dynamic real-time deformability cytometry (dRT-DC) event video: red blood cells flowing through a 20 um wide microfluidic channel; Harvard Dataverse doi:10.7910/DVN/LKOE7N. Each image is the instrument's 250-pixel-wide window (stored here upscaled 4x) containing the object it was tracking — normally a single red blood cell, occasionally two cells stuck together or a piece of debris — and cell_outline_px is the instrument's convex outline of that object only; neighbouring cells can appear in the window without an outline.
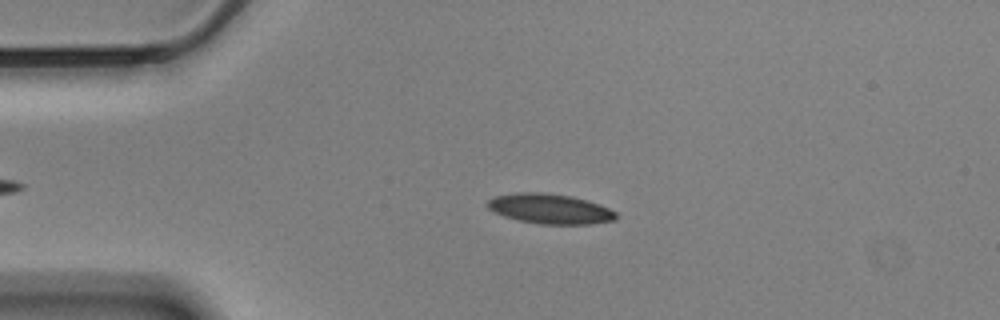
{"species": "Egyptian fruit bat (a non-hibernating species)", "species_latin": "Rousettus aegyptiacus", "temperature_condition": "cold", "stored_images_in_passage": 48, "camera_frame_rate_fps": 3000, "um_per_image_px": 0.085, "animal": {"sex": "male"}, "frame": {"image": 1, "passage_image": 10, "time_ms": 3.0, "image_size_px": [1000, 320], "cell_outline_px": [[616, 220], [588, 224], [540, 224], [520, 220], [504, 216], [488, 208], [484, 204], [488, 200], [496, 196], [516, 192], [544, 192], [572, 196], [588, 200], [600, 204], [616, 212]], "centroid_in_image_um": [46.75, 17.73], "position_along_channel_um": 38.3, "area_um2": 22.48}}
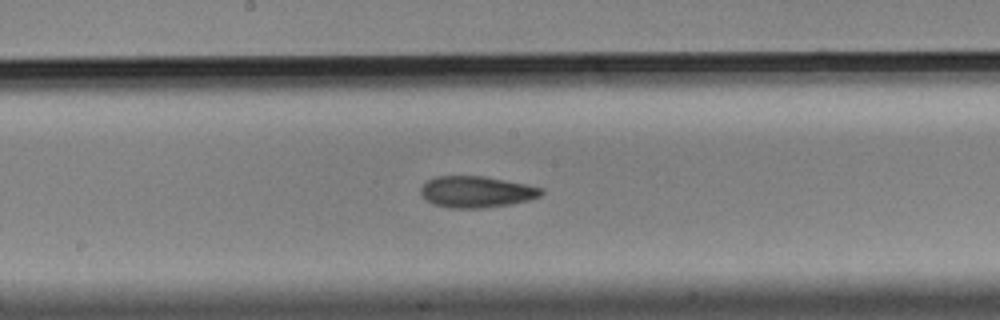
{"frame": {"image": 2, "passage_image": 27, "time_ms": 8.667, "image_size_px": [1000, 320], "cell_outline_px": [[544, 192], [540, 196], [528, 200], [512, 204], [484, 208], [452, 208], [432, 204], [424, 200], [420, 192], [420, 188], [428, 180], [436, 176], [484, 176], [528, 184], [544, 188]], "centroid_in_image_um": [40.5, 16.31], "position_along_channel_um": 207.7, "area_um2": 22.31}}
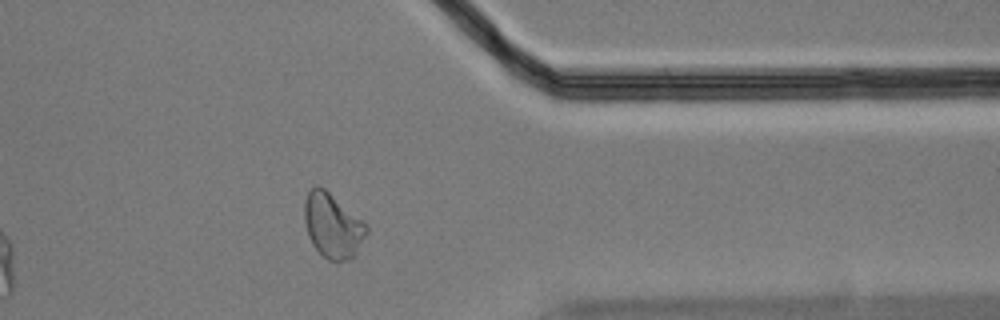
{"frame": {"image": 3, "passage_image": 43, "time_ms": 14.0, "image_size_px": [1000, 320], "cell_outline_px": [[368, 232], [352, 260], [328, 260], [312, 244], [308, 236], [304, 220], [304, 200], [308, 192], [316, 184], [324, 188], [368, 224]], "centroid_in_image_um": [28.28, 19.17], "position_along_channel_um": 383.1, "area_um2": 23.41}, "authors_computed_cell_mechanics": {"area_um2": 22.1085, "velocity_mm_per_s": 3.5084, "shape_relaxation_time_tau1_ms": 6.0371, "shape_relaxation_time_tau2_ms": 3.4573, "deformation_change_tau1": 0.1462, "deformation_change_tau2": 0.0894}}